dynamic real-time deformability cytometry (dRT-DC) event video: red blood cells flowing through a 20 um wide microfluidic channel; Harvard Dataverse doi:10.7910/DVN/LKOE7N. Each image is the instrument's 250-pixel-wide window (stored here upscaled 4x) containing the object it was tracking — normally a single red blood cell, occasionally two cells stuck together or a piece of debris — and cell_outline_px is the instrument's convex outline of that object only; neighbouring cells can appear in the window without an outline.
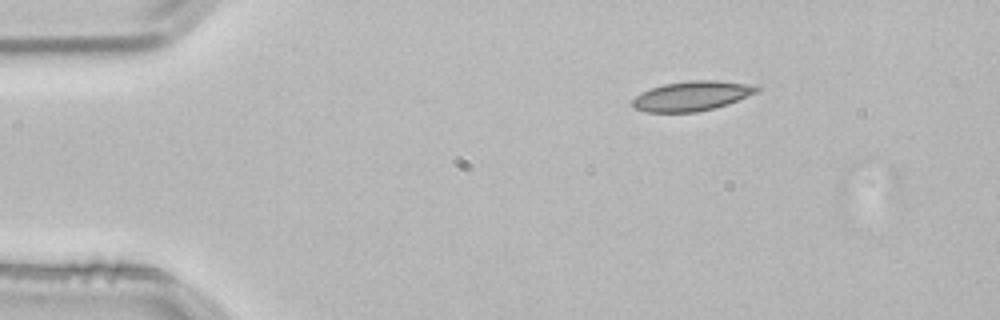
{"species": "common noctule bat (a hibernating species)", "species_latin": "Nyctalus noctula", "temperature_condition": "room temperature", "stored_images_in_passage": 3, "camera_frame_rate_fps": 3000, "um_per_image_px": 0.085, "animal": {"sex": "male", "body_mass_g": 21.5, "forearm_length_mm": 52.0}, "frame": {"image": 1, "passage_image": 1, "time_ms": 0.0, "image_size_px": [1000, 320], "cell_outline_px": [[760, 88], [756, 92], [728, 104], [696, 112], [648, 112], [632, 108], [632, 100], [640, 92], [664, 84], [688, 80], [716, 80], [760, 84]], "centroid_in_image_um": [58.83, 8.14], "position_along_channel_um": 26.2, "area_um2": 21.68}}